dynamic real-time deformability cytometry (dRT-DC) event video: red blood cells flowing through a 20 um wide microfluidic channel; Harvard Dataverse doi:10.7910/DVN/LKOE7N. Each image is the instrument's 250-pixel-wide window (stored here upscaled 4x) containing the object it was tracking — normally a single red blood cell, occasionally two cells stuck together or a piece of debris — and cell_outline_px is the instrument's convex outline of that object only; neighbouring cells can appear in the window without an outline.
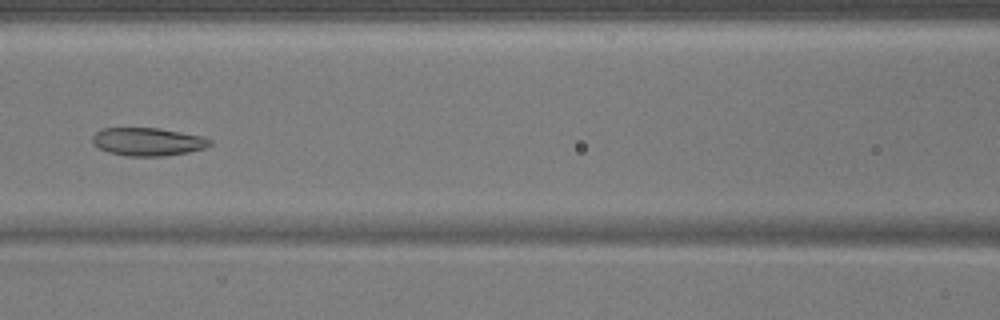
{"species": "common noctule bat (a hibernating species)", "species_latin": "Nyctalus noctula", "temperature_condition": "warm", "stored_images_in_passage": 52, "camera_frame_rate_fps": 3000, "um_per_image_px": 0.085, "animal": {"sex": "male", "body_mass_g": 17.9}, "frame": {"image": 1, "passage_image": 24, "time_ms": 7.667, "image_size_px": [1000, 320], "cell_outline_px": [[212, 144], [204, 148], [188, 152], [164, 156], [124, 156], [108, 152], [92, 144], [92, 136], [96, 132], [104, 128], [160, 128], [200, 136], [212, 140]], "centroid_in_image_um": [12.54, 12.05], "position_along_channel_um": 154.1, "area_um2": 19.19}}
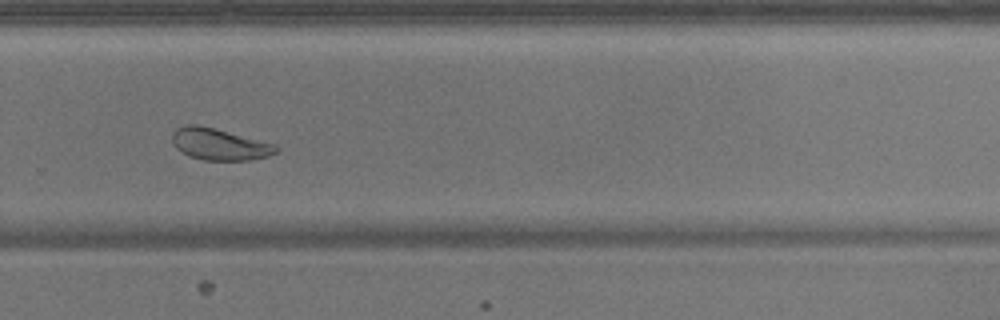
{"frame": {"image": 2, "passage_image": 36, "time_ms": 11.667, "image_size_px": [1000, 320], "cell_outline_px": [[280, 152], [268, 156], [252, 160], [204, 160], [188, 156], [176, 148], [172, 140], [172, 132], [176, 128], [188, 124], [196, 124], [276, 144], [280, 148]], "centroid_in_image_um": [18.67, 12.27], "position_along_channel_um": 311.1, "area_um2": 19.19}}
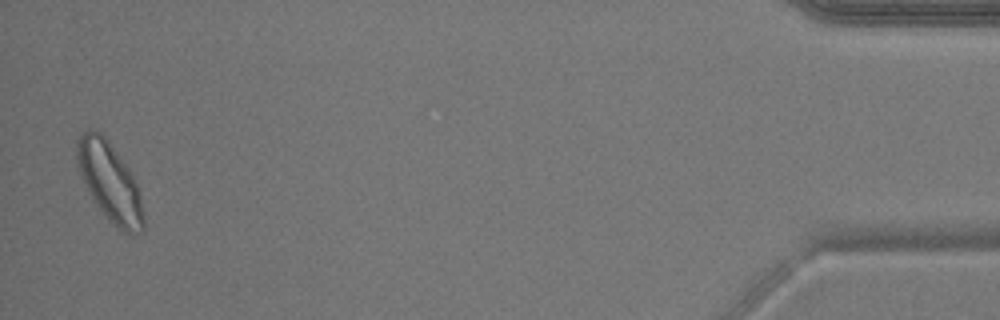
{"frame": {"image": 3, "passage_image": 51, "time_ms": 16.667, "image_size_px": [1000, 320], "cell_outline_px": [[144, 232], [132, 236], [124, 232], [108, 220], [100, 212], [92, 200], [80, 176], [76, 164], [76, 140], [80, 132], [88, 128], [92, 128], [100, 132], [104, 136], [128, 168], [136, 184], [140, 196], [144, 216]], "centroid_in_image_um": [9.28, 15.48], "position_along_channel_um": 425.9, "area_um2": 31.04}}